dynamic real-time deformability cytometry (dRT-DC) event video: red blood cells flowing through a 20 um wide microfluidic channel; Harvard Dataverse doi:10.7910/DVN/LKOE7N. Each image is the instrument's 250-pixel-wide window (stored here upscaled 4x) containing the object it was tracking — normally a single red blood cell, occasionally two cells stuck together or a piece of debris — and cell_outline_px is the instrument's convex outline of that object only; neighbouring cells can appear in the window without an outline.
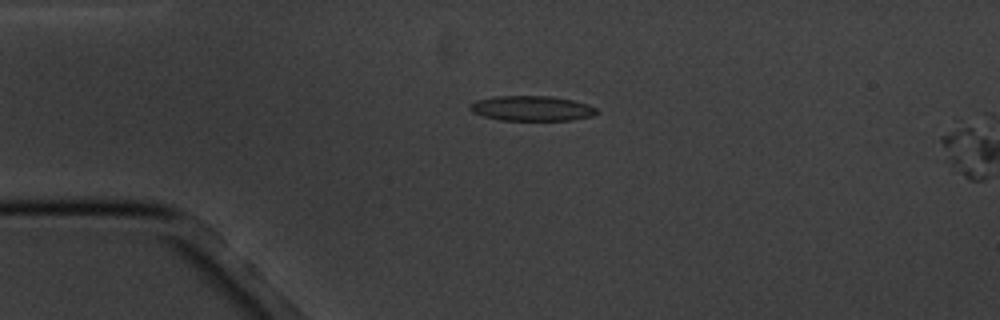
{"species": "common noctule bat (a hibernating species)", "species_latin": "Nyctalus noctula", "temperature_condition": "cold", "stored_images_in_passage": 4, "segment_of_instrument_passage": [1, 2], "camera_frame_rate_fps": 3000, "um_per_image_px": 0.085, "animal": {"sex": "male", "body_mass_g": 20.1, "forearm_length_mm": 53.5}, "frame": {"image": 1, "passage_image": 3, "time_ms": 3.333, "image_size_px": [1000, 320], "cell_outline_px": [[596, 112], [592, 116], [572, 120], [500, 120], [484, 116], [472, 112], [468, 108], [468, 104], [476, 100], [496, 96], [552, 96], [572, 100], [588, 104], [596, 108]], "centroid_in_image_um": [45.16, 9.21], "position_along_channel_um": 39.8, "area_um2": 18.5}}